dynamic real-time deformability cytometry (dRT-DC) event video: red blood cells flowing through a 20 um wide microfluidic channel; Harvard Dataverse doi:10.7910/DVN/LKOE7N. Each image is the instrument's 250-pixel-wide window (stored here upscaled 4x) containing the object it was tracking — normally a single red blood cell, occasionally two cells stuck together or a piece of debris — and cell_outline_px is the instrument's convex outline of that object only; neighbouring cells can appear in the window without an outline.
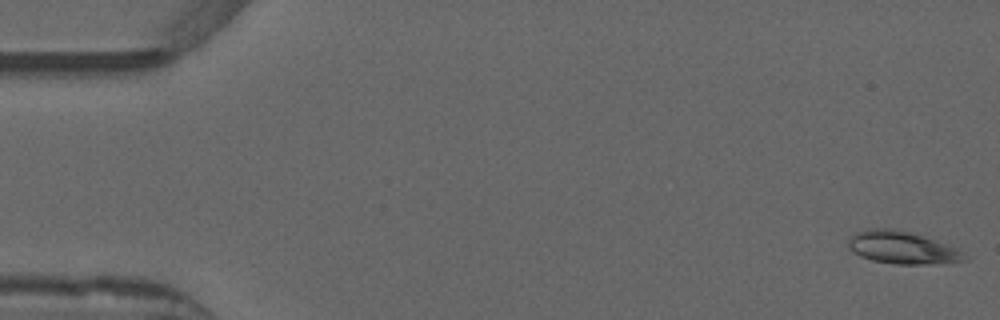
{"species": "common noctule bat (a hibernating species)", "species_latin": "Nyctalus noctula", "temperature_condition": "warm", "stored_images_in_passage": 52, "camera_frame_rate_fps": 3000, "um_per_image_px": 0.085, "animal": {"sex": "male", "forearm_length_mm": 52.5}, "frame": {"image": 1, "passage_image": 1, "time_ms": 0.0, "image_size_px": [1000, 320], "cell_outline_px": [[968, 260], [924, 264], [896, 264], [872, 260], [860, 256], [852, 252], [848, 248], [848, 240], [856, 232], [872, 228], [892, 228], [924, 236], [956, 248], [968, 256]], "centroid_in_image_um": [76.65, 21.05], "position_along_channel_um": 8.3, "area_um2": 21.79}}
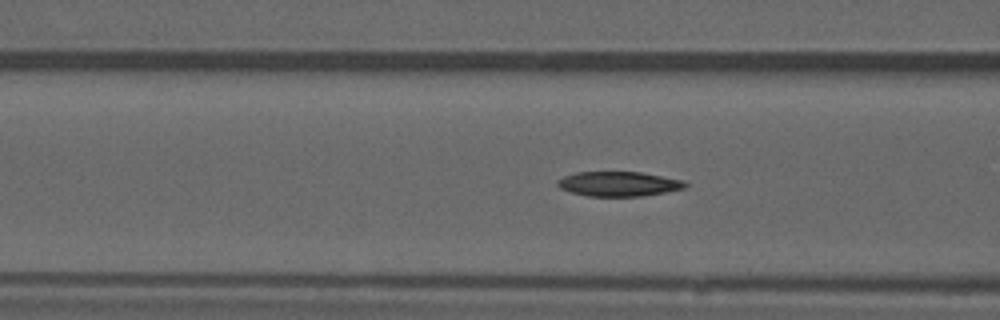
{"frame": {"image": 2, "passage_image": 20, "time_ms": 6.333, "image_size_px": [1000, 320], "cell_outline_px": [[688, 184], [684, 188], [644, 196], [588, 196], [572, 192], [560, 188], [556, 184], [556, 180], [564, 176], [576, 172], [640, 172], [684, 180]], "centroid_in_image_um": [52.57, 15.63], "position_along_channel_um": 114.0, "area_um2": 18.32}}
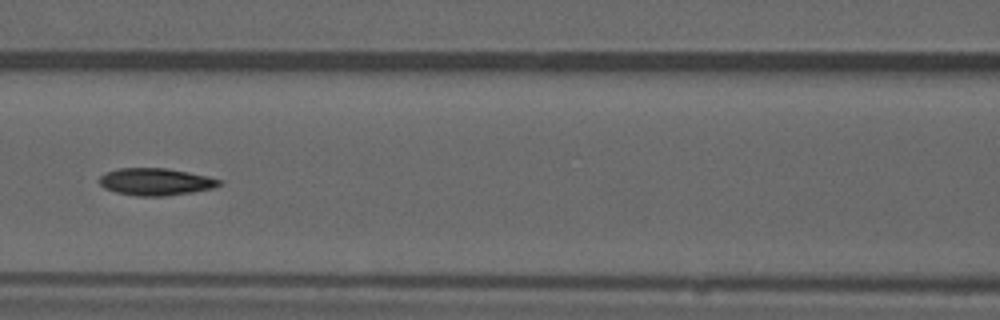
{"frame": {"image": 3, "passage_image": 23, "time_ms": 7.333, "image_size_px": [1000, 320], "cell_outline_px": [[224, 184], [212, 188], [192, 192], [164, 196], [136, 196], [116, 192], [104, 188], [100, 184], [100, 176], [116, 168], [168, 168], [208, 176], [224, 180]], "centroid_in_image_um": [13.27, 15.45], "position_along_channel_um": 153.3, "area_um2": 19.07}, "authors_computed_cell_mechanics": {"area_um2": 18.785, "velocity_mm_per_s": 3.9152, "shape_relaxation_time_tau1_ms": null, "shape_relaxation_time_tau2_ms": 7.5972, "deformation_change_tau1": null, "deformation_change_tau2": 0.1557}}